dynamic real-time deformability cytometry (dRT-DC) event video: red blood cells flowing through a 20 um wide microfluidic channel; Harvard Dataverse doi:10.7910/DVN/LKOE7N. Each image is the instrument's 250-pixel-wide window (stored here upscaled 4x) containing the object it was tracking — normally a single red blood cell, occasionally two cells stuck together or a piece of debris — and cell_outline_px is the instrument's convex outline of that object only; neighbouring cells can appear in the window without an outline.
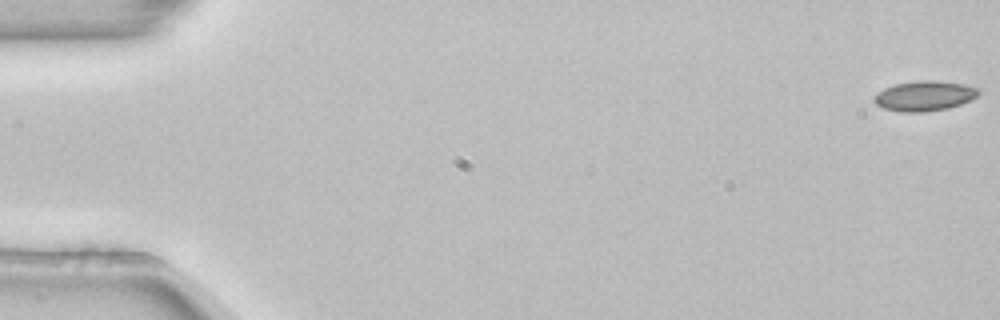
{"species": "common noctule bat (a hibernating species)", "species_latin": "Nyctalus noctula", "temperature_condition": "room temperature", "stored_images_in_passage": 54, "camera_frame_rate_fps": 3000, "um_per_image_px": 0.085, "animal": {"sex": "female", "body_mass_g": 22.7, "forearm_length_mm": 54.2}, "frame": {"image": 1, "passage_image": 1, "time_ms": 0.0, "image_size_px": [1000, 320], "cell_outline_px": [[980, 92], [972, 100], [948, 108], [924, 112], [900, 112], [884, 108], [876, 104], [872, 100], [872, 96], [876, 92], [884, 88], [896, 84], [920, 80], [932, 80], [964, 84], [980, 88]], "centroid_in_image_um": [78.56, 8.15], "position_along_channel_um": 6.4, "area_um2": 18.44}}
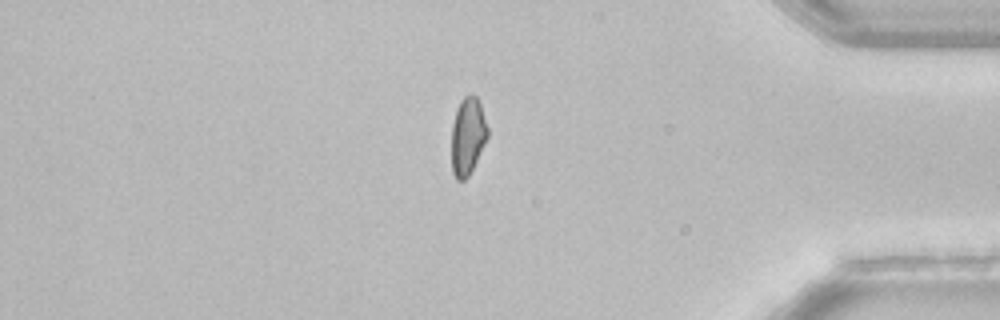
{"frame": {"image": 2, "passage_image": 46, "time_ms": 15.0, "image_size_px": [1000, 320], "cell_outline_px": [[488, 136], [468, 176], [464, 180], [456, 180], [452, 172], [452, 124], [456, 108], [460, 100], [468, 92], [472, 92], [476, 96], [480, 104], [488, 128]], "centroid_in_image_um": [39.74, 11.51], "position_along_channel_um": 395.5, "area_um2": 16.3}}
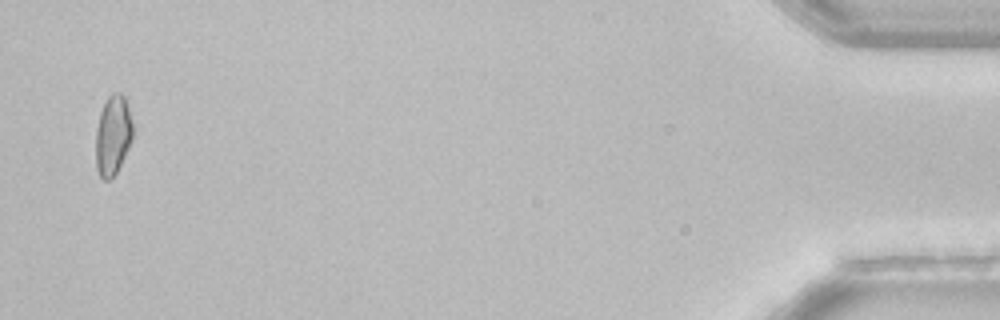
{"frame": {"image": 3, "passage_image": 53, "time_ms": 17.333, "image_size_px": [1000, 320], "cell_outline_px": [[132, 140], [116, 172], [108, 180], [104, 180], [100, 176], [96, 168], [96, 128], [100, 112], [108, 96], [112, 92], [120, 92], [124, 96], [128, 108], [132, 124]], "centroid_in_image_um": [9.58, 11.47], "position_along_channel_um": 425.6, "area_um2": 16.99}}